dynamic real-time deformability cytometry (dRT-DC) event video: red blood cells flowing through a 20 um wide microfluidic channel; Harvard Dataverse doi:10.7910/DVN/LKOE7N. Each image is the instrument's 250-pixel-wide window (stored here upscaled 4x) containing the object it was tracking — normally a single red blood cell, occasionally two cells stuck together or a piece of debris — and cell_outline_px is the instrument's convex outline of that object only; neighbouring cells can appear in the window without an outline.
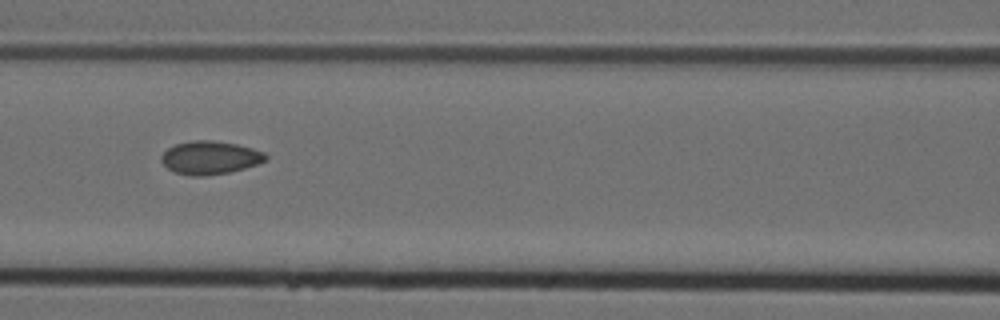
{"species": "Egyptian fruit bat (a non-hibernating species)", "species_latin": "Rousettus aegyptiacus", "temperature_condition": "cold", "stored_images_in_passage": 9, "camera_frame_rate_fps": 3000, "um_per_image_px": 0.085, "animal": {"sex": "female"}, "frame": {"image": 1, "passage_image": 9, "time_ms": 2.667, "image_size_px": [1000, 320], "cell_outline_px": [[268, 160], [244, 168], [228, 172], [204, 176], [192, 176], [176, 172], [168, 168], [160, 160], [160, 156], [168, 148], [176, 144], [192, 140], [212, 140], [236, 144], [252, 148], [264, 152], [268, 156]], "centroid_in_image_um": [17.85, 13.39], "position_along_channel_um": 148.7, "area_um2": 20.11}}